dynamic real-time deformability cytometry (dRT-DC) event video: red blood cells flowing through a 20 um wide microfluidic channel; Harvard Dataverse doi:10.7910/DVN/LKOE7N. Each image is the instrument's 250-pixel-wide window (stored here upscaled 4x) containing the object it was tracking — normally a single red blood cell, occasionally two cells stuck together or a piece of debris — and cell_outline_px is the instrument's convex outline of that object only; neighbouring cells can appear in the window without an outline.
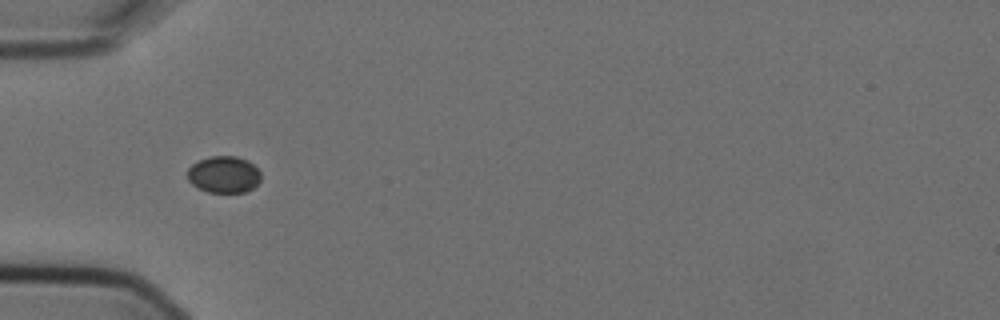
{"species": "Egyptian fruit bat (a non-hibernating species)", "species_latin": "Rousettus aegyptiacus", "temperature_condition": "cold", "stored_images_in_passage": 8, "camera_frame_rate_fps": 3000, "um_per_image_px": 0.085, "animal": {"sex": "female"}, "frame": {"image": 1, "passage_image": 3, "time_ms": 0.667, "image_size_px": [1000, 320], "cell_outline_px": [[260, 180], [248, 192], [208, 192], [192, 184], [188, 180], [188, 168], [192, 164], [200, 160], [212, 156], [236, 156], [248, 160], [260, 172]], "centroid_in_image_um": [19.03, 14.83], "position_along_channel_um": 66.0, "area_um2": 15.61}}
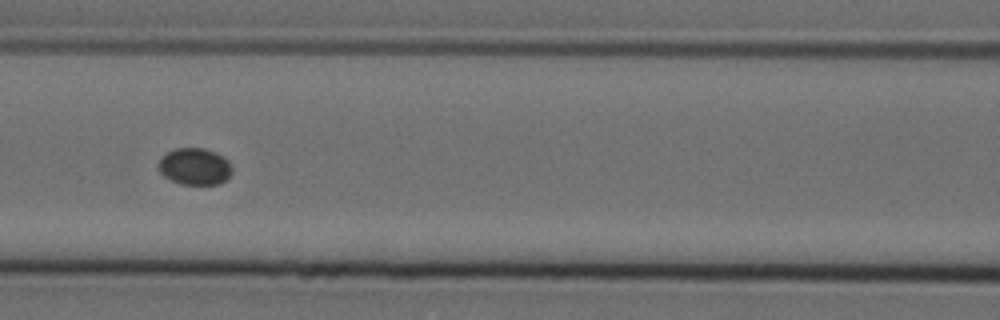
{"frame": {"image": 2, "passage_image": 5, "time_ms": 1.333, "image_size_px": [1000, 320], "cell_outline_px": [[232, 172], [220, 184], [180, 184], [164, 176], [160, 172], [156, 164], [168, 152], [176, 148], [204, 148], [216, 152], [224, 156], [228, 160], [232, 168]], "centroid_in_image_um": [16.56, 14.14], "position_along_channel_um": 150.0, "area_um2": 15.78}}
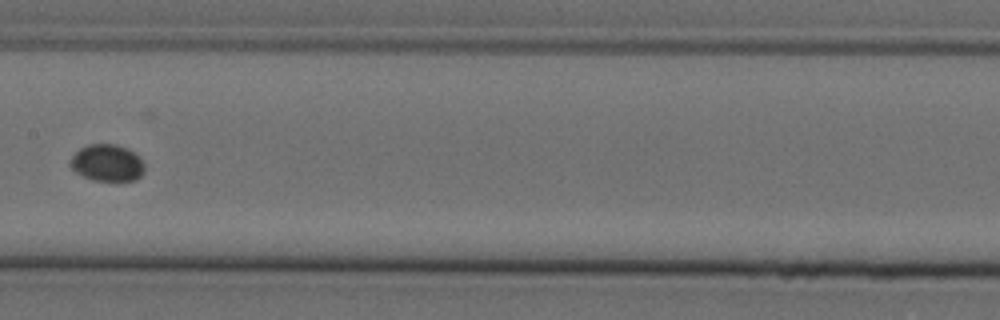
{"frame": {"image": 3, "passage_image": 6, "time_ms": 1.667, "image_size_px": [1000, 320], "cell_outline_px": [[144, 172], [136, 180], [92, 180], [76, 172], [72, 168], [72, 156], [80, 148], [88, 144], [112, 144], [128, 148], [144, 164]], "centroid_in_image_um": [9.11, 13.84], "position_along_channel_um": 198.3, "area_um2": 15.55}}